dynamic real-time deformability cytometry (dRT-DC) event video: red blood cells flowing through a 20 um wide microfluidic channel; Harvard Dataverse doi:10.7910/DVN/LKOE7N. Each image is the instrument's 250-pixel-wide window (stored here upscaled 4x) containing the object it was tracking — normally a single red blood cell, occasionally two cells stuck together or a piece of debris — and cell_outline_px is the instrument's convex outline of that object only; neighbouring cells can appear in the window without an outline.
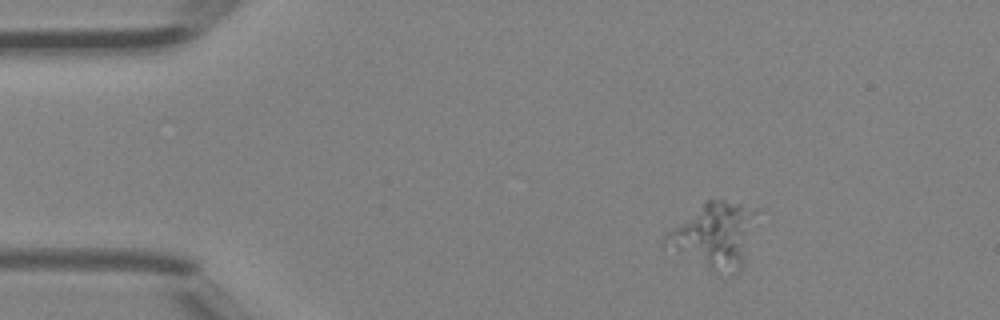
{"species": "Egyptian fruit bat (a non-hibernating species)", "species_latin": "Rousettus aegyptiacus", "temperature_condition": "room temperature", "stored_images_in_passage": 2, "camera_frame_rate_fps": 3000, "um_per_image_px": 0.085, "animal": {"sex": "female"}, "frame": {"image": 1, "passage_image": 1, "time_ms": 0.0, "image_size_px": [1000, 320], "cell_outline_px": [[760, 208], [744, 260], [736, 276], [732, 276], [712, 272], [664, 244], [664, 232], [708, 200], [724, 200]], "centroid_in_image_um": [60.77, 20.01], "position_along_channel_um": 24.2, "area_um2": 34.74}}